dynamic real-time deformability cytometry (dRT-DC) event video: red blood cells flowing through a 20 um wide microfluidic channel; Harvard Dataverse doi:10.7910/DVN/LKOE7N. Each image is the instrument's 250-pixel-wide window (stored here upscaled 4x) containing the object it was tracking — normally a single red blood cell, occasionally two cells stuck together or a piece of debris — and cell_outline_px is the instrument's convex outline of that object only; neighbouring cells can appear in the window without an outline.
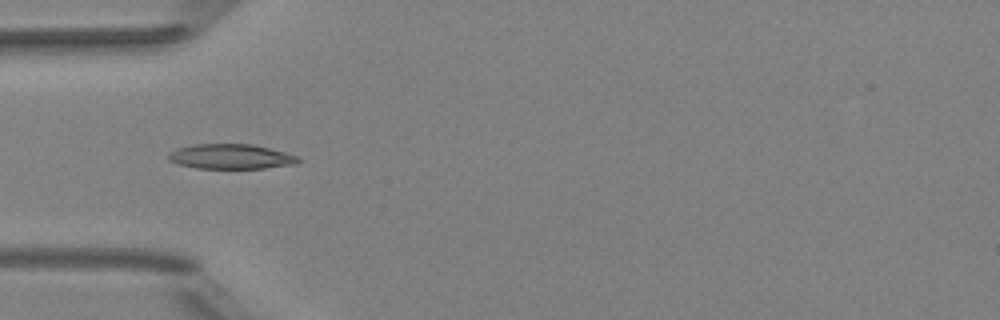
{"species": "Egyptian fruit bat (a non-hibernating species)", "species_latin": "Rousettus aegyptiacus", "temperature_condition": "room temperature", "stored_images_in_passage": 7, "camera_frame_rate_fps": 3000, "um_per_image_px": 0.085, "animal": {"sex": "female"}, "frame": {"image": 1, "passage_image": 3, "time_ms": 0.667, "image_size_px": [1000, 320], "cell_outline_px": [[300, 160], [296, 164], [264, 168], [196, 168], [180, 164], [168, 160], [168, 152], [176, 148], [196, 144], [252, 144], [300, 156]], "centroid_in_image_um": [19.62, 13.3], "position_along_channel_um": 65.4, "area_um2": 18.79}}
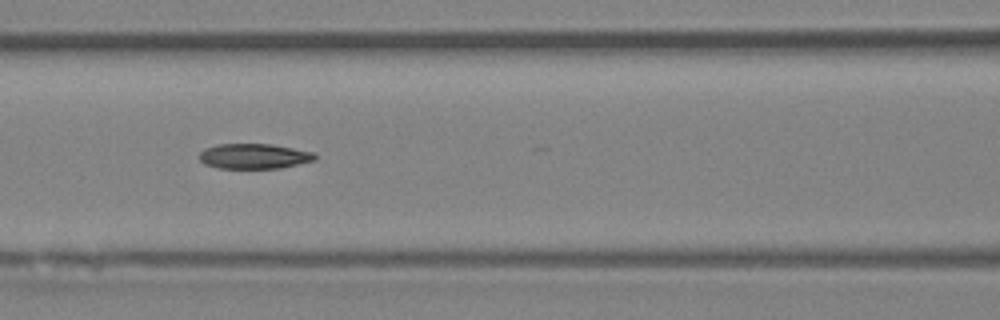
{"frame": {"image": 2, "passage_image": 5, "time_ms": 1.333, "image_size_px": [1000, 320], "cell_outline_px": [[316, 160], [280, 168], [216, 168], [204, 164], [200, 160], [200, 152], [204, 148], [216, 144], [272, 144], [316, 152]], "centroid_in_image_um": [21.6, 13.27], "position_along_channel_um": 145.0, "area_um2": 17.11}}
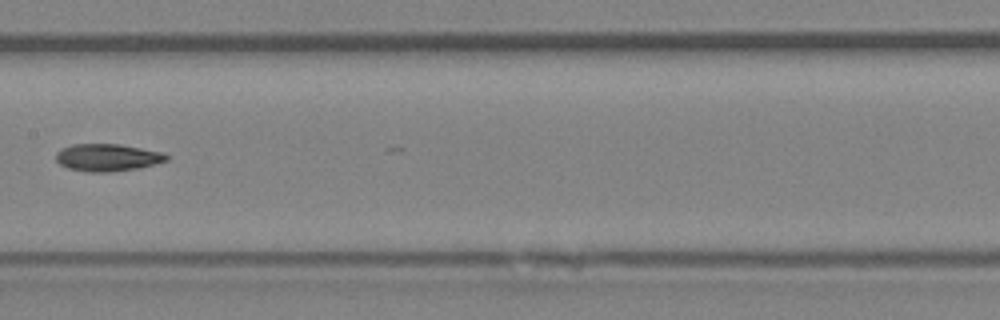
{"frame": {"image": 3, "passage_image": 6, "time_ms": 1.667, "image_size_px": [1000, 320], "cell_outline_px": [[168, 160], [136, 168], [112, 172], [88, 172], [68, 168], [60, 164], [56, 160], [56, 152], [60, 148], [72, 144], [120, 144], [164, 152], [168, 156]], "centroid_in_image_um": [9.1, 13.38], "position_along_channel_um": 198.3, "area_um2": 17.63}}